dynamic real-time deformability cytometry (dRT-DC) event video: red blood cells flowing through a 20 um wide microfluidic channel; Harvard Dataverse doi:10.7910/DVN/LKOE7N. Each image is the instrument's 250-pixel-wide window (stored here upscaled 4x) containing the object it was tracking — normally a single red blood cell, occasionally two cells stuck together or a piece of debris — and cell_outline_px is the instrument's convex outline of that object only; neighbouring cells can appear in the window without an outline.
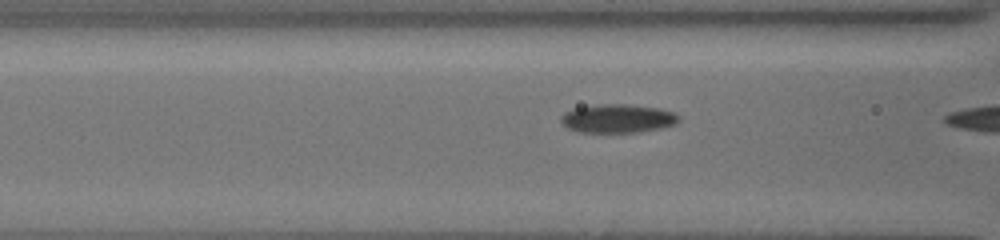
{"species": "common noctule bat (a hibernating species)", "species_latin": "Nyctalus noctula", "temperature_condition": "cold", "stored_images_in_passage": 22, "camera_frame_rate_fps": 3000, "um_per_image_px": 0.085, "animal": {"sex": "female", "body_mass_g": 19.5, "forearm_length_mm": 54.1}, "frame": {"image": 1, "passage_image": 21, "time_ms": 6.667, "image_size_px": [1000, 240], "cell_outline_px": [[680, 120], [676, 124], [660, 128], [640, 132], [580, 132], [568, 128], [560, 120], [560, 116], [564, 112], [576, 108], [604, 104], [624, 104], [656, 108], [672, 112], [680, 116]], "centroid_in_image_um": [52.51, 10.08], "position_along_channel_um": 114.1, "area_um2": 19.42}}